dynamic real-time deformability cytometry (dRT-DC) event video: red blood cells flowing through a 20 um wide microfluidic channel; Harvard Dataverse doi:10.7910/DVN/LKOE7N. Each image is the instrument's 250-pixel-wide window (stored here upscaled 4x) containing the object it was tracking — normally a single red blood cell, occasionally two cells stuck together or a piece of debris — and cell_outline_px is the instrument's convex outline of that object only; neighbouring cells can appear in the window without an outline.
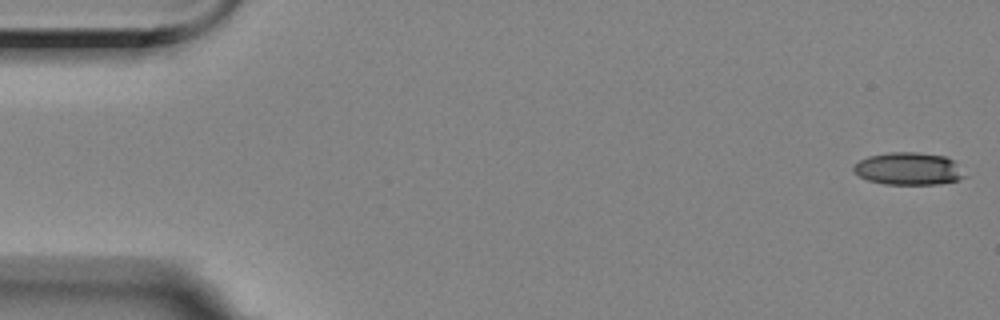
{"species": "Egyptian fruit bat (a non-hibernating species)", "species_latin": "Rousettus aegyptiacus", "temperature_condition": "room temperature", "stored_images_in_passage": 5, "camera_frame_rate_fps": 3000, "um_per_image_px": 0.085, "animal": {"sex": "female"}, "frame": {"image": 1, "passage_image": 1, "time_ms": 0.0, "image_size_px": [1000, 320], "cell_outline_px": [[968, 176], [956, 180], [940, 184], [884, 184], [868, 180], [860, 176], [852, 168], [860, 160], [868, 156], [888, 152], [920, 152], [944, 156], [952, 160]], "centroid_in_image_um": [77.24, 14.34], "position_along_channel_um": 7.8, "area_um2": 20.92}}
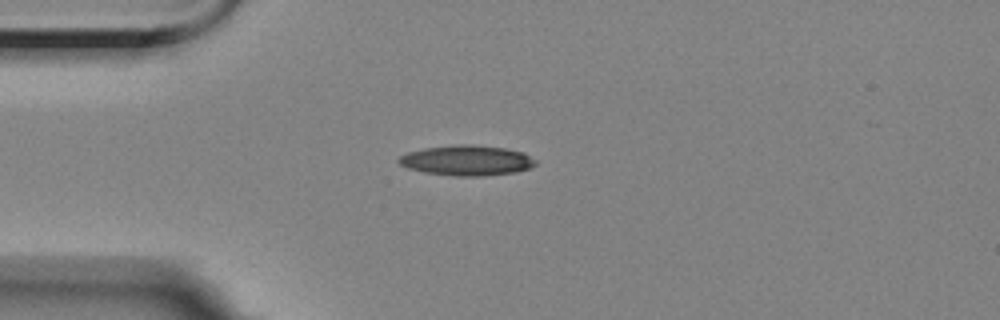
{"frame": {"image": 2, "passage_image": 5, "time_ms": 4.333, "image_size_px": [1000, 320], "cell_outline_px": [[536, 164], [532, 168], [516, 172], [484, 176], [452, 176], [424, 172], [408, 168], [400, 164], [396, 160], [400, 156], [408, 152], [424, 148], [456, 144], [472, 144], [504, 148], [524, 152], [536, 160]], "centroid_in_image_um": [39.69, 13.64], "position_along_channel_um": 45.3, "area_um2": 24.33}}